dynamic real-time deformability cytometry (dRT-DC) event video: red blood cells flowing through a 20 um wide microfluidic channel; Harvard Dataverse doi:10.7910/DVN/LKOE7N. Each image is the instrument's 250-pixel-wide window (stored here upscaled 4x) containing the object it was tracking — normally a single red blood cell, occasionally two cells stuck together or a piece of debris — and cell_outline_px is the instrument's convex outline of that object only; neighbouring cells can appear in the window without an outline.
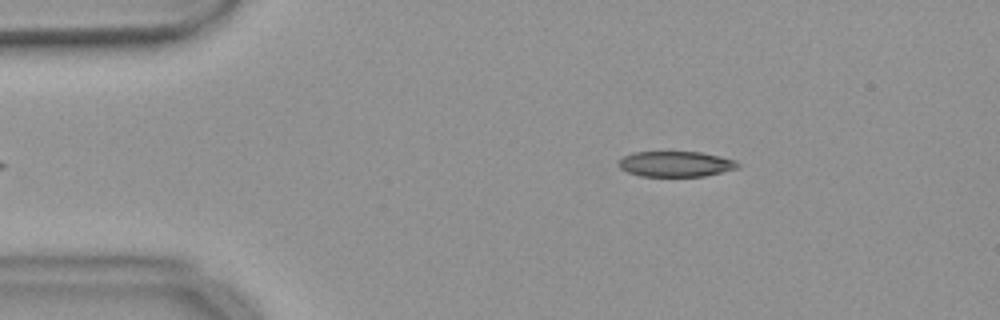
{"species": "common noctule bat (a hibernating species)", "species_latin": "Nyctalus noctula", "temperature_condition": "warm", "stored_images_in_passage": 39, "camera_frame_rate_fps": 3000, "um_per_image_px": 0.085, "animal": {"sex": "female", "body_mass_g": 18.4}, "frame": {"image": 1, "passage_image": 2, "time_ms": 0.333, "image_size_px": [1000, 320], "cell_outline_px": [[740, 168], [704, 176], [640, 176], [628, 172], [620, 168], [616, 164], [624, 156], [632, 152], [700, 152], [720, 156], [736, 160], [740, 164]], "centroid_in_image_um": [57.45, 13.94], "position_along_channel_um": 27.5, "area_um2": 17.8}}
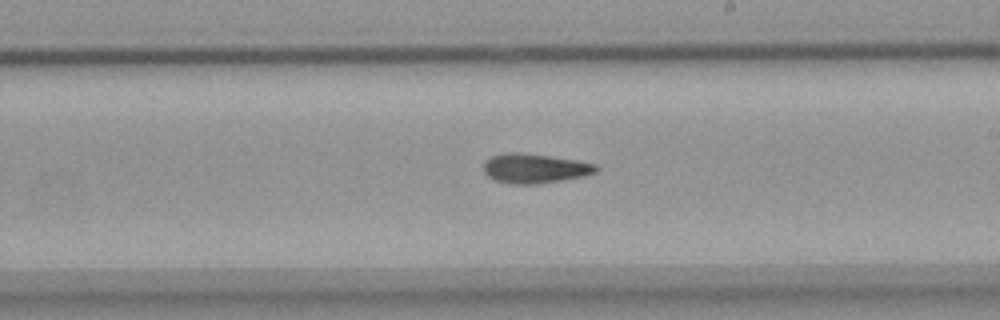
{"frame": {"image": 2, "passage_image": 24, "time_ms": 7.667, "image_size_px": [1000, 320], "cell_outline_px": [[600, 168], [596, 172], [584, 176], [536, 184], [512, 184], [496, 180], [488, 176], [484, 172], [484, 160], [492, 156], [504, 152], [520, 152], [576, 160], [596, 164]], "centroid_in_image_um": [45.44, 14.3], "position_along_channel_um": 243.6, "area_um2": 19.31}}
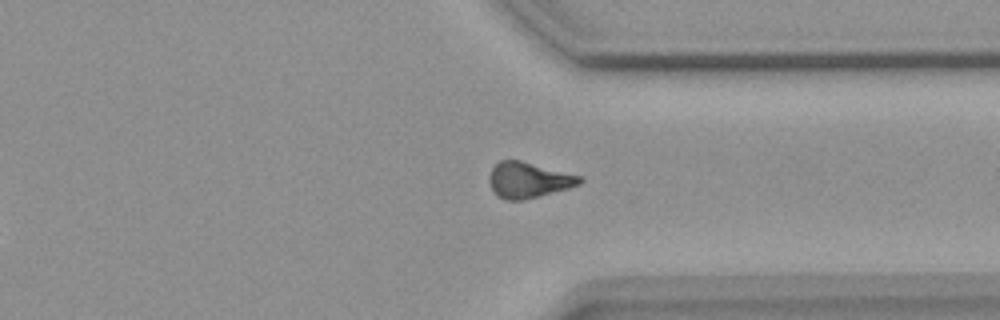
{"frame": {"image": 3, "passage_image": 34, "time_ms": 11.0, "image_size_px": [1000, 320], "cell_outline_px": [[584, 180], [580, 184], [568, 188], [524, 200], [504, 200], [496, 196], [488, 180], [488, 176], [492, 168], [500, 160], [520, 160], [580, 176]], "centroid_in_image_um": [44.88, 15.31], "position_along_channel_um": 366.5, "area_um2": 18.73}, "authors_computed_cell_mechanics": {"area_um2": 19.1318, "velocity_mm_per_s": 3.6969, "shape_relaxation_time_tau1_ms": 7.1656, "shape_relaxation_time_tau2_ms": 7.9311, "deformation_change_tau1": 0.1746, "deformation_change_tau2": 0.1696}}